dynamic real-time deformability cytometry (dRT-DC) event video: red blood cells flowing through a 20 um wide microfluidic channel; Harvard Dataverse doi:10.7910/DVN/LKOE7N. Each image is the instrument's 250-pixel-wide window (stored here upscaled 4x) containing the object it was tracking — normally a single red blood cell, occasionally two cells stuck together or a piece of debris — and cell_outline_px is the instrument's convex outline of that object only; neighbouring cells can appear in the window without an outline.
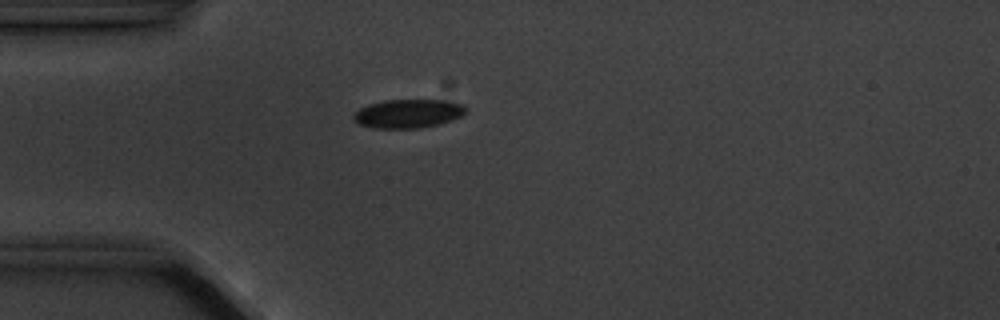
{"species": "common noctule bat (a hibernating species)", "species_latin": "Nyctalus noctula", "temperature_condition": "cold", "stored_images_in_passage": 1, "camera_frame_rate_fps": 3000, "um_per_image_px": 0.085, "animal": {"sex": "male", "body_mass_g": 20.1, "forearm_length_mm": 53.5}, "frame": {"image": 1, "passage_image": 1, "time_ms": 0.0, "image_size_px": [1000, 320], "cell_outline_px": [[468, 112], [460, 116], [436, 124], [416, 128], [372, 128], [360, 124], [352, 120], [352, 116], [360, 108], [368, 104], [384, 100], [444, 100], [464, 104], [468, 108]], "centroid_in_image_um": [34.67, 9.64], "position_along_channel_um": 50.3, "area_um2": 18.73}}